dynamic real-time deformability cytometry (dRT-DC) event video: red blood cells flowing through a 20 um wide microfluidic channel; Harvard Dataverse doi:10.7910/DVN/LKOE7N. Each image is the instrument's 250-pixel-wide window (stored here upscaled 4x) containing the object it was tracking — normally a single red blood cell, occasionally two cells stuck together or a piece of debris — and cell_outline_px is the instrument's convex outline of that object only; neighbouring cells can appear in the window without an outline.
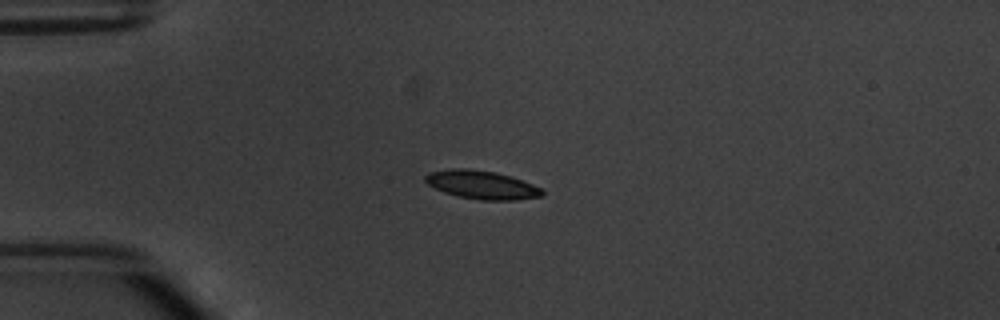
{"species": "common noctule bat (a hibernating species)", "species_latin": "Nyctalus noctula", "temperature_condition": "warm", "stored_images_in_passage": 8, "camera_frame_rate_fps": 3000, "um_per_image_px": 0.085, "animal": {"sex": "male", "body_mass_g": 20.1, "forearm_length_mm": 53.5}, "frame": {"image": 1, "passage_image": 3, "time_ms": 2.333, "image_size_px": [1000, 320], "cell_outline_px": [[544, 196], [516, 200], [480, 200], [460, 196], [444, 192], [428, 184], [424, 180], [424, 176], [428, 172], [452, 168], [468, 168], [496, 172], [512, 176], [532, 184], [540, 188], [544, 192]], "centroid_in_image_um": [40.95, 15.7], "position_along_channel_um": 44.0, "area_um2": 19.42}}
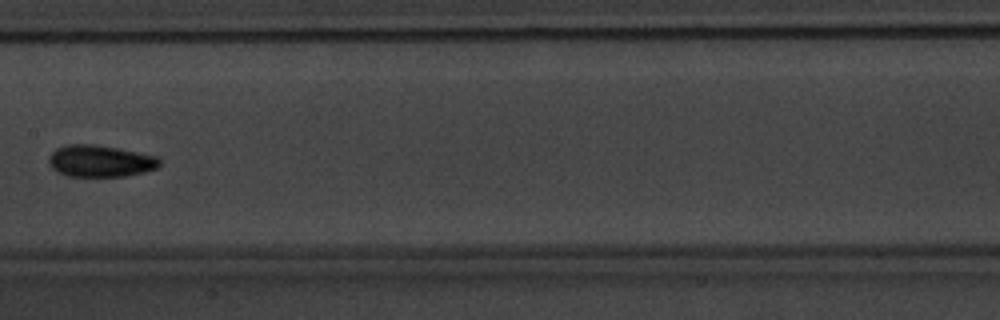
{"frame": {"image": 2, "passage_image": 7, "time_ms": 7.0, "image_size_px": [1000, 320], "cell_outline_px": [[160, 164], [156, 168], [144, 172], [124, 176], [68, 176], [56, 172], [52, 168], [48, 160], [48, 156], [56, 148], [68, 144], [96, 144], [156, 156], [160, 160]], "centroid_in_image_um": [8.48, 13.69], "position_along_channel_um": 198.9, "area_um2": 20.46}}
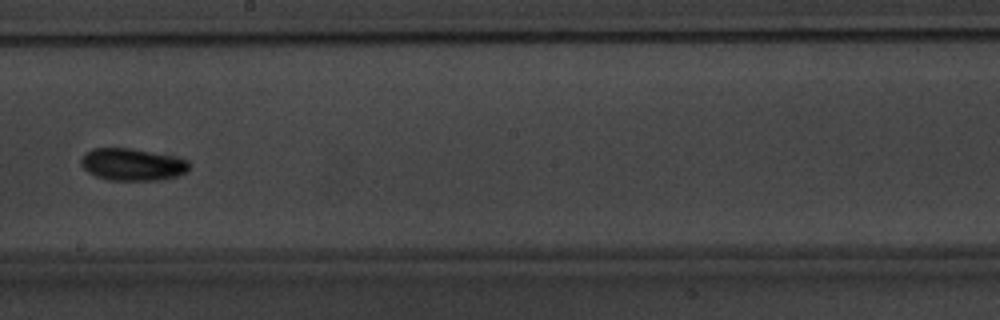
{"frame": {"image": 3, "passage_image": 8, "time_ms": 8.0, "image_size_px": [1000, 320], "cell_outline_px": [[192, 164], [188, 172], [176, 176], [156, 180], [108, 180], [96, 176], [88, 172], [80, 164], [80, 160], [84, 152], [92, 148], [132, 148], [188, 160]], "centroid_in_image_um": [11.23, 13.98], "position_along_channel_um": 237.0, "area_um2": 20.35}}